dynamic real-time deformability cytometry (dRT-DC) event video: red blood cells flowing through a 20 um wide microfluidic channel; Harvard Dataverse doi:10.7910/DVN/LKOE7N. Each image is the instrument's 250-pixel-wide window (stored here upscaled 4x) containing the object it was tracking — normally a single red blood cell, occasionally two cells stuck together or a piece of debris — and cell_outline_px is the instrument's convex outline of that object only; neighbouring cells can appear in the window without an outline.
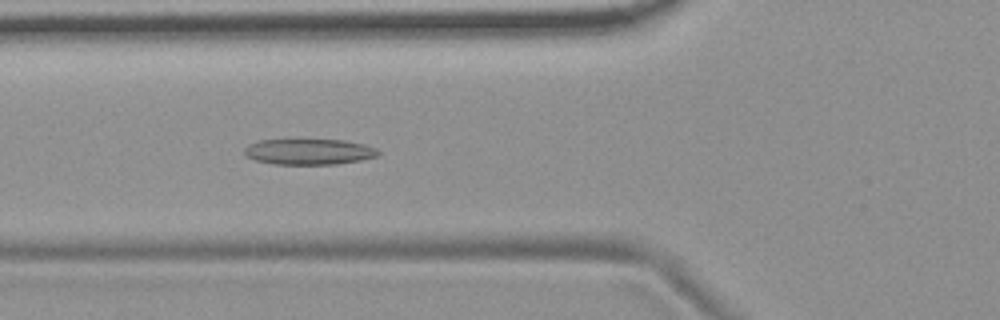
{"species": "common noctule bat (a hibernating species)", "species_latin": "Nyctalus noctula", "temperature_condition": "room temperature", "stored_images_in_passage": 53, "camera_frame_rate_fps": 3000, "um_per_image_px": 0.085, "animal": {"sex": "female", "body_mass_g": 19.9}, "frame": {"image": 1, "passage_image": 19, "time_ms": 6.0, "image_size_px": [1000, 320], "cell_outline_px": [[380, 152], [376, 156], [360, 160], [336, 164], [272, 164], [256, 160], [244, 156], [244, 148], [260, 140], [344, 140], [364, 144], [376, 148]], "centroid_in_image_um": [26.26, 12.9], "position_along_channel_um": 99.5, "area_um2": 19.94}}
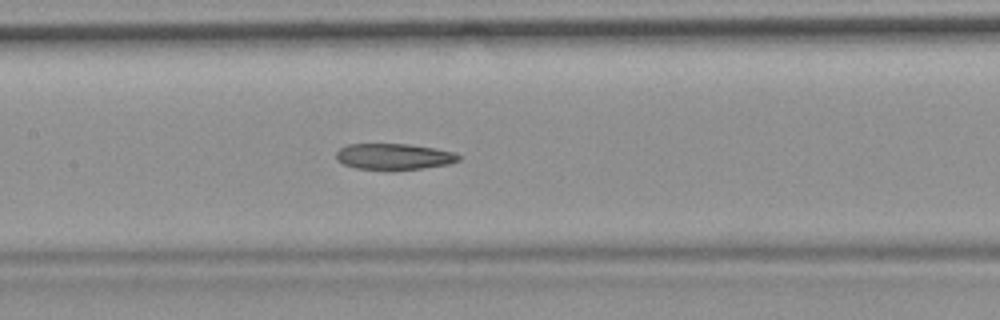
{"frame": {"image": 2, "passage_image": 25, "time_ms": 8.0, "image_size_px": [1000, 320], "cell_outline_px": [[460, 160], [448, 164], [424, 168], [392, 172], [356, 168], [344, 164], [336, 160], [336, 152], [340, 148], [348, 144], [408, 144], [456, 152], [460, 156]], "centroid_in_image_um": [33.47, 13.34], "position_along_channel_um": 173.9, "area_um2": 19.13}}
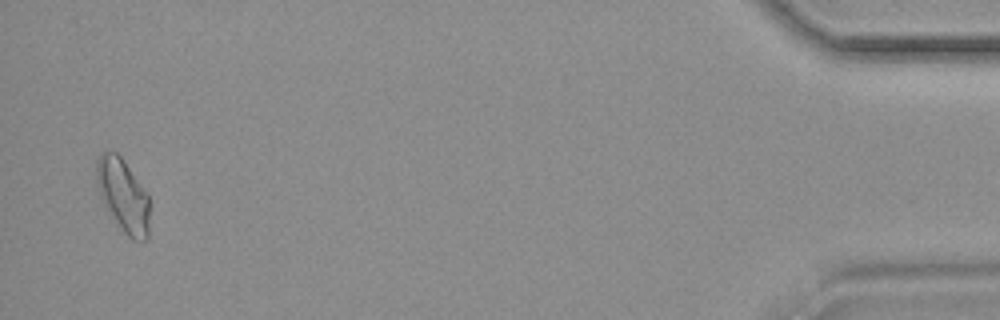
{"frame": {"image": 3, "passage_image": 52, "time_ms": 17.0, "image_size_px": [1000, 320], "cell_outline_px": [[148, 240], [132, 240], [124, 232], [104, 208], [100, 196], [96, 180], [96, 160], [104, 152], [116, 152], [120, 156], [148, 192]], "centroid_in_image_um": [10.45, 16.62], "position_along_channel_um": 424.7, "area_um2": 22.6}, "authors_computed_cell_mechanics": {"area_um2": 20.23, "velocity_mm_per_s": 3.7011, "shape_relaxation_time_tau1_ms": null, "shape_relaxation_time_tau2_ms": 8.1122, "deformation_change_tau1": null, "deformation_change_tau2": 0.1727}}